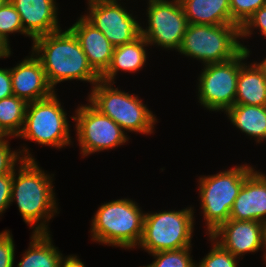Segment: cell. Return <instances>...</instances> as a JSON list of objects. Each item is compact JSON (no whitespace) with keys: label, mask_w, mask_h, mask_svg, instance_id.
I'll use <instances>...</instances> for the list:
<instances>
[{"label":"cell","mask_w":266,"mask_h":267,"mask_svg":"<svg viewBox=\"0 0 266 267\" xmlns=\"http://www.w3.org/2000/svg\"><path fill=\"white\" fill-rule=\"evenodd\" d=\"M32 52L41 61L47 81L53 89L56 84L67 80L87 81L92 86L101 80L69 28L64 32L60 29L35 38Z\"/></svg>","instance_id":"cell-1"},{"label":"cell","mask_w":266,"mask_h":267,"mask_svg":"<svg viewBox=\"0 0 266 267\" xmlns=\"http://www.w3.org/2000/svg\"><path fill=\"white\" fill-rule=\"evenodd\" d=\"M19 164L17 177L13 171L10 201L17 202L27 225L36 226L33 233H49L46 224L58 210L52 177L38 166L35 159H24Z\"/></svg>","instance_id":"cell-2"},{"label":"cell","mask_w":266,"mask_h":267,"mask_svg":"<svg viewBox=\"0 0 266 267\" xmlns=\"http://www.w3.org/2000/svg\"><path fill=\"white\" fill-rule=\"evenodd\" d=\"M94 215L90 229L93 241L126 249L140 243L145 214L133 200L104 203Z\"/></svg>","instance_id":"cell-3"},{"label":"cell","mask_w":266,"mask_h":267,"mask_svg":"<svg viewBox=\"0 0 266 267\" xmlns=\"http://www.w3.org/2000/svg\"><path fill=\"white\" fill-rule=\"evenodd\" d=\"M113 83L98 81L88 96L89 103L111 118L125 132L152 134L156 116L134 94L113 88Z\"/></svg>","instance_id":"cell-4"},{"label":"cell","mask_w":266,"mask_h":267,"mask_svg":"<svg viewBox=\"0 0 266 267\" xmlns=\"http://www.w3.org/2000/svg\"><path fill=\"white\" fill-rule=\"evenodd\" d=\"M255 169L241 165L215 175L200 177L199 193L208 235L230 218L234 201L245 181Z\"/></svg>","instance_id":"cell-5"},{"label":"cell","mask_w":266,"mask_h":267,"mask_svg":"<svg viewBox=\"0 0 266 267\" xmlns=\"http://www.w3.org/2000/svg\"><path fill=\"white\" fill-rule=\"evenodd\" d=\"M239 38L240 27L234 24H188L178 52L204 65L225 62L243 50Z\"/></svg>","instance_id":"cell-6"},{"label":"cell","mask_w":266,"mask_h":267,"mask_svg":"<svg viewBox=\"0 0 266 267\" xmlns=\"http://www.w3.org/2000/svg\"><path fill=\"white\" fill-rule=\"evenodd\" d=\"M193 214L192 207L178 211L145 213L143 234L138 246L149 254L192 247Z\"/></svg>","instance_id":"cell-7"},{"label":"cell","mask_w":266,"mask_h":267,"mask_svg":"<svg viewBox=\"0 0 266 267\" xmlns=\"http://www.w3.org/2000/svg\"><path fill=\"white\" fill-rule=\"evenodd\" d=\"M58 100L54 92L48 98L29 102L23 129L17 137L56 148L70 145L67 113Z\"/></svg>","instance_id":"cell-8"},{"label":"cell","mask_w":266,"mask_h":267,"mask_svg":"<svg viewBox=\"0 0 266 267\" xmlns=\"http://www.w3.org/2000/svg\"><path fill=\"white\" fill-rule=\"evenodd\" d=\"M242 47L243 50L230 60L204 65L198 79V99L208 110L226 112L234 105L240 68L250 53L246 46Z\"/></svg>","instance_id":"cell-9"},{"label":"cell","mask_w":266,"mask_h":267,"mask_svg":"<svg viewBox=\"0 0 266 267\" xmlns=\"http://www.w3.org/2000/svg\"><path fill=\"white\" fill-rule=\"evenodd\" d=\"M72 119L83 156L109 150L128 141L122 128L111 118L100 113L90 103L81 105Z\"/></svg>","instance_id":"cell-10"},{"label":"cell","mask_w":266,"mask_h":267,"mask_svg":"<svg viewBox=\"0 0 266 267\" xmlns=\"http://www.w3.org/2000/svg\"><path fill=\"white\" fill-rule=\"evenodd\" d=\"M148 27L141 35L149 45L179 50L188 26L180 0H148Z\"/></svg>","instance_id":"cell-11"},{"label":"cell","mask_w":266,"mask_h":267,"mask_svg":"<svg viewBox=\"0 0 266 267\" xmlns=\"http://www.w3.org/2000/svg\"><path fill=\"white\" fill-rule=\"evenodd\" d=\"M89 14L83 17L100 30L116 47L132 42L141 35V26L118 2L88 0Z\"/></svg>","instance_id":"cell-12"},{"label":"cell","mask_w":266,"mask_h":267,"mask_svg":"<svg viewBox=\"0 0 266 267\" xmlns=\"http://www.w3.org/2000/svg\"><path fill=\"white\" fill-rule=\"evenodd\" d=\"M209 237L211 242L216 241L240 259L245 253L257 252L262 247V222L229 219Z\"/></svg>","instance_id":"cell-13"},{"label":"cell","mask_w":266,"mask_h":267,"mask_svg":"<svg viewBox=\"0 0 266 267\" xmlns=\"http://www.w3.org/2000/svg\"><path fill=\"white\" fill-rule=\"evenodd\" d=\"M13 94L27 103L50 97L55 90L49 85L41 61L32 52L10 68Z\"/></svg>","instance_id":"cell-14"},{"label":"cell","mask_w":266,"mask_h":267,"mask_svg":"<svg viewBox=\"0 0 266 267\" xmlns=\"http://www.w3.org/2000/svg\"><path fill=\"white\" fill-rule=\"evenodd\" d=\"M239 221H266V175L253 171L244 181L230 212Z\"/></svg>","instance_id":"cell-15"},{"label":"cell","mask_w":266,"mask_h":267,"mask_svg":"<svg viewBox=\"0 0 266 267\" xmlns=\"http://www.w3.org/2000/svg\"><path fill=\"white\" fill-rule=\"evenodd\" d=\"M20 15L24 31L35 38L60 30L54 0H9Z\"/></svg>","instance_id":"cell-16"},{"label":"cell","mask_w":266,"mask_h":267,"mask_svg":"<svg viewBox=\"0 0 266 267\" xmlns=\"http://www.w3.org/2000/svg\"><path fill=\"white\" fill-rule=\"evenodd\" d=\"M69 29L78 39L90 66L101 77L110 66L114 46L83 16Z\"/></svg>","instance_id":"cell-17"},{"label":"cell","mask_w":266,"mask_h":267,"mask_svg":"<svg viewBox=\"0 0 266 267\" xmlns=\"http://www.w3.org/2000/svg\"><path fill=\"white\" fill-rule=\"evenodd\" d=\"M146 39L140 35L132 42L116 46L113 50L112 60L107 71L101 76V81L114 83L119 70L126 72H137L146 63Z\"/></svg>","instance_id":"cell-18"},{"label":"cell","mask_w":266,"mask_h":267,"mask_svg":"<svg viewBox=\"0 0 266 267\" xmlns=\"http://www.w3.org/2000/svg\"><path fill=\"white\" fill-rule=\"evenodd\" d=\"M188 24H232L229 0H180Z\"/></svg>","instance_id":"cell-19"},{"label":"cell","mask_w":266,"mask_h":267,"mask_svg":"<svg viewBox=\"0 0 266 267\" xmlns=\"http://www.w3.org/2000/svg\"><path fill=\"white\" fill-rule=\"evenodd\" d=\"M234 104L266 106V78L254 63L240 68Z\"/></svg>","instance_id":"cell-20"},{"label":"cell","mask_w":266,"mask_h":267,"mask_svg":"<svg viewBox=\"0 0 266 267\" xmlns=\"http://www.w3.org/2000/svg\"><path fill=\"white\" fill-rule=\"evenodd\" d=\"M225 113L236 128L256 142L266 139V106L234 104Z\"/></svg>","instance_id":"cell-21"},{"label":"cell","mask_w":266,"mask_h":267,"mask_svg":"<svg viewBox=\"0 0 266 267\" xmlns=\"http://www.w3.org/2000/svg\"><path fill=\"white\" fill-rule=\"evenodd\" d=\"M30 247L17 267H59L62 254L53 246L49 233H33Z\"/></svg>","instance_id":"cell-22"},{"label":"cell","mask_w":266,"mask_h":267,"mask_svg":"<svg viewBox=\"0 0 266 267\" xmlns=\"http://www.w3.org/2000/svg\"><path fill=\"white\" fill-rule=\"evenodd\" d=\"M27 104L15 95L0 100V131L5 138L17 137L21 133Z\"/></svg>","instance_id":"cell-23"},{"label":"cell","mask_w":266,"mask_h":267,"mask_svg":"<svg viewBox=\"0 0 266 267\" xmlns=\"http://www.w3.org/2000/svg\"><path fill=\"white\" fill-rule=\"evenodd\" d=\"M191 247L153 253L155 260L143 267H196L190 255Z\"/></svg>","instance_id":"cell-24"},{"label":"cell","mask_w":266,"mask_h":267,"mask_svg":"<svg viewBox=\"0 0 266 267\" xmlns=\"http://www.w3.org/2000/svg\"><path fill=\"white\" fill-rule=\"evenodd\" d=\"M15 32L29 36L23 29L19 13L8 0L0 8V38L9 45L8 35Z\"/></svg>","instance_id":"cell-25"},{"label":"cell","mask_w":266,"mask_h":267,"mask_svg":"<svg viewBox=\"0 0 266 267\" xmlns=\"http://www.w3.org/2000/svg\"><path fill=\"white\" fill-rule=\"evenodd\" d=\"M229 2L232 24L240 28L255 11L266 5V0H229Z\"/></svg>","instance_id":"cell-26"},{"label":"cell","mask_w":266,"mask_h":267,"mask_svg":"<svg viewBox=\"0 0 266 267\" xmlns=\"http://www.w3.org/2000/svg\"><path fill=\"white\" fill-rule=\"evenodd\" d=\"M7 140H0V176L10 174L15 169L17 161L20 163L24 159H34L28 148H24L19 152L12 151ZM23 151V153H21ZM25 152V153H24ZM24 154V155H23ZM27 154V155H26ZM23 155L22 157H20Z\"/></svg>","instance_id":"cell-27"},{"label":"cell","mask_w":266,"mask_h":267,"mask_svg":"<svg viewBox=\"0 0 266 267\" xmlns=\"http://www.w3.org/2000/svg\"><path fill=\"white\" fill-rule=\"evenodd\" d=\"M210 252L200 260L196 267H237V257L222 248L216 241L212 243Z\"/></svg>","instance_id":"cell-28"},{"label":"cell","mask_w":266,"mask_h":267,"mask_svg":"<svg viewBox=\"0 0 266 267\" xmlns=\"http://www.w3.org/2000/svg\"><path fill=\"white\" fill-rule=\"evenodd\" d=\"M10 231L0 233V267H13L15 259V244Z\"/></svg>","instance_id":"cell-29"},{"label":"cell","mask_w":266,"mask_h":267,"mask_svg":"<svg viewBox=\"0 0 266 267\" xmlns=\"http://www.w3.org/2000/svg\"><path fill=\"white\" fill-rule=\"evenodd\" d=\"M253 28H259L261 34L266 37V5L259 8L240 28L241 38L248 37L252 33Z\"/></svg>","instance_id":"cell-30"},{"label":"cell","mask_w":266,"mask_h":267,"mask_svg":"<svg viewBox=\"0 0 266 267\" xmlns=\"http://www.w3.org/2000/svg\"><path fill=\"white\" fill-rule=\"evenodd\" d=\"M13 172L0 176V215L11 204Z\"/></svg>","instance_id":"cell-31"},{"label":"cell","mask_w":266,"mask_h":267,"mask_svg":"<svg viewBox=\"0 0 266 267\" xmlns=\"http://www.w3.org/2000/svg\"><path fill=\"white\" fill-rule=\"evenodd\" d=\"M13 95L10 69L0 68V100Z\"/></svg>","instance_id":"cell-32"},{"label":"cell","mask_w":266,"mask_h":267,"mask_svg":"<svg viewBox=\"0 0 266 267\" xmlns=\"http://www.w3.org/2000/svg\"><path fill=\"white\" fill-rule=\"evenodd\" d=\"M59 267H85L84 263L80 261L75 255H69L67 257H63Z\"/></svg>","instance_id":"cell-33"},{"label":"cell","mask_w":266,"mask_h":267,"mask_svg":"<svg viewBox=\"0 0 266 267\" xmlns=\"http://www.w3.org/2000/svg\"><path fill=\"white\" fill-rule=\"evenodd\" d=\"M10 46L0 38V58L9 57L11 54Z\"/></svg>","instance_id":"cell-34"},{"label":"cell","mask_w":266,"mask_h":267,"mask_svg":"<svg viewBox=\"0 0 266 267\" xmlns=\"http://www.w3.org/2000/svg\"><path fill=\"white\" fill-rule=\"evenodd\" d=\"M262 247L265 248L264 258L266 256V221L262 222Z\"/></svg>","instance_id":"cell-35"},{"label":"cell","mask_w":266,"mask_h":267,"mask_svg":"<svg viewBox=\"0 0 266 267\" xmlns=\"http://www.w3.org/2000/svg\"><path fill=\"white\" fill-rule=\"evenodd\" d=\"M254 64L261 71L263 76L266 78V58H264L263 61H260V63H254Z\"/></svg>","instance_id":"cell-36"},{"label":"cell","mask_w":266,"mask_h":267,"mask_svg":"<svg viewBox=\"0 0 266 267\" xmlns=\"http://www.w3.org/2000/svg\"><path fill=\"white\" fill-rule=\"evenodd\" d=\"M8 0H0V8L4 5V3Z\"/></svg>","instance_id":"cell-37"},{"label":"cell","mask_w":266,"mask_h":267,"mask_svg":"<svg viewBox=\"0 0 266 267\" xmlns=\"http://www.w3.org/2000/svg\"><path fill=\"white\" fill-rule=\"evenodd\" d=\"M5 136L1 133V131H0V140L2 139V138H4Z\"/></svg>","instance_id":"cell-38"},{"label":"cell","mask_w":266,"mask_h":267,"mask_svg":"<svg viewBox=\"0 0 266 267\" xmlns=\"http://www.w3.org/2000/svg\"><path fill=\"white\" fill-rule=\"evenodd\" d=\"M104 1L117 2L118 0H104Z\"/></svg>","instance_id":"cell-39"}]
</instances>
